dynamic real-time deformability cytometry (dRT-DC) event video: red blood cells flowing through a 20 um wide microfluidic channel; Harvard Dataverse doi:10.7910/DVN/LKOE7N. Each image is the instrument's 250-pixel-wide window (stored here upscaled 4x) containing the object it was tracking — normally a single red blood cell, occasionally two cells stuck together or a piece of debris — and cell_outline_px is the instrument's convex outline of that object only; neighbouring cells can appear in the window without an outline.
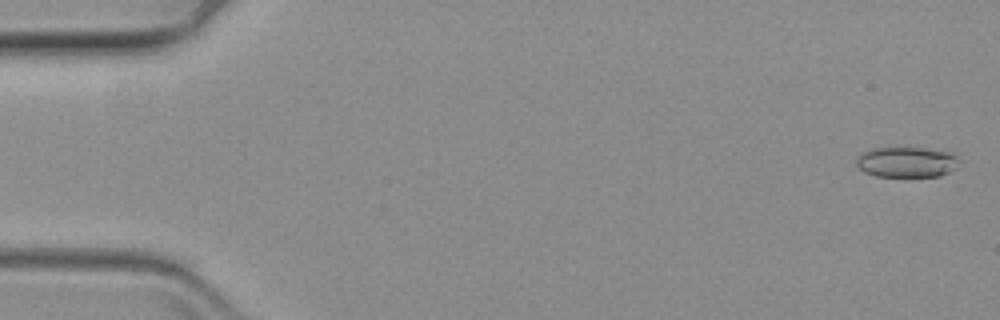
{"species": "common noctule bat (a hibernating species)", "species_latin": "Nyctalus noctula", "temperature_condition": "warm", "stored_images_in_passage": 63, "camera_frame_rate_fps": 3000, "um_per_image_px": 0.085, "animal": {"sex": "female", "body_mass_g": 19.3, "forearm_length_mm": 54.1}, "frame": {"image": 1, "passage_image": 2, "time_ms": 0.333, "image_size_px": [1000, 320], "cell_outline_px": [[956, 168], [940, 176], [876, 176], [864, 172], [856, 164], [856, 160], [860, 152], [872, 148], [924, 148], [948, 152], [956, 160]], "centroid_in_image_um": [76.97, 13.78], "position_along_channel_um": 8.0, "area_um2": 17.92}}
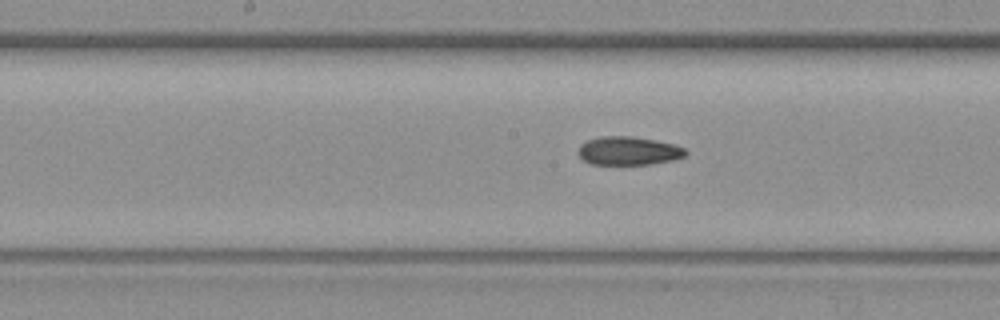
{"frame": {"image": 2, "passage_image": 32, "time_ms": 10.333, "image_size_px": [1000, 320], "cell_outline_px": [[688, 152], [684, 156], [672, 160], [648, 164], [592, 164], [584, 160], [580, 156], [580, 144], [588, 140], [600, 136], [632, 136], [672, 144], [684, 148]], "centroid_in_image_um": [53.42, 12.82], "position_along_channel_um": 194.8, "area_um2": 17.46}}
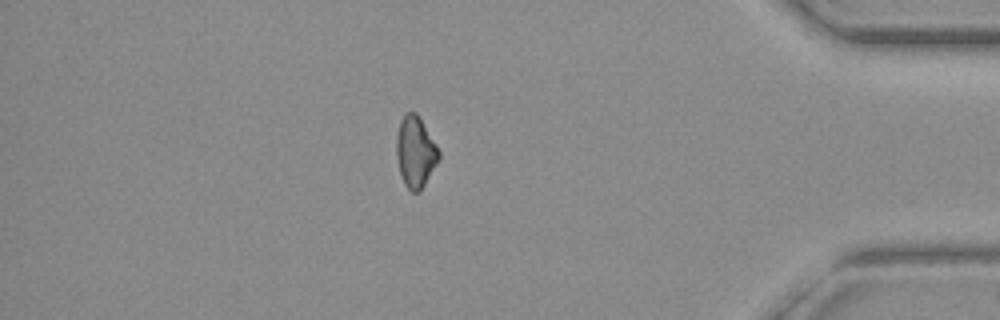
{"frame": {"image": 3, "passage_image": 54, "time_ms": 17.667, "image_size_px": [1000, 320], "cell_outline_px": [[440, 160], [420, 192], [412, 192], [404, 184], [400, 172], [396, 156], [396, 136], [400, 120], [408, 112], [416, 112], [436, 144], [440, 152]], "centroid_in_image_um": [35.32, 12.94], "position_along_channel_um": 399.9, "area_um2": 17.63}}